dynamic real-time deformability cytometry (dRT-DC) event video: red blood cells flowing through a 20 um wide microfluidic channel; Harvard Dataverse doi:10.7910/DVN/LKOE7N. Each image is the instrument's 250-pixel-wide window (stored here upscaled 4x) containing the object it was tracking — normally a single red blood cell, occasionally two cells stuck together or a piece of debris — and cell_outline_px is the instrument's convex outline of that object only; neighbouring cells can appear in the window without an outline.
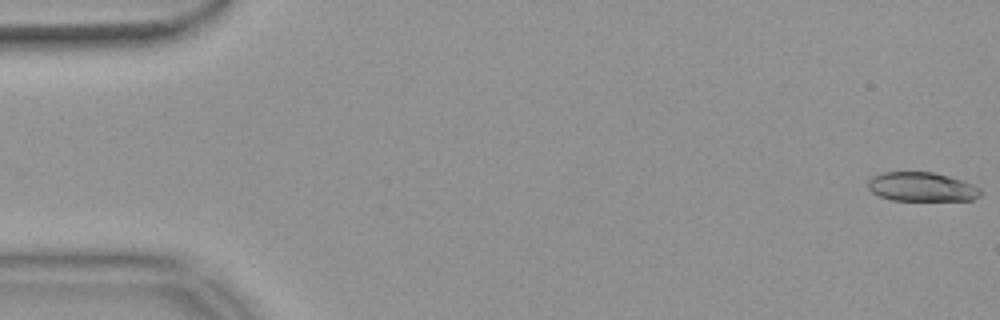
{"species": "common noctule bat (a hibernating species)", "species_latin": "Nyctalus noctula", "temperature_condition": "warm", "stored_images_in_passage": 55, "camera_frame_rate_fps": 3000, "um_per_image_px": 0.085, "animal": {"sex": "female", "body_mass_g": 18.4}, "frame": {"image": 1, "passage_image": 1, "time_ms": 0.0, "image_size_px": [1000, 320], "cell_outline_px": [[984, 192], [980, 196], [972, 200], [892, 200], [880, 196], [872, 192], [868, 188], [868, 180], [872, 176], [880, 172], [932, 172], [964, 180], [980, 188]], "centroid_in_image_um": [78.36, 15.88], "position_along_channel_um": 6.6, "area_um2": 19.25}}
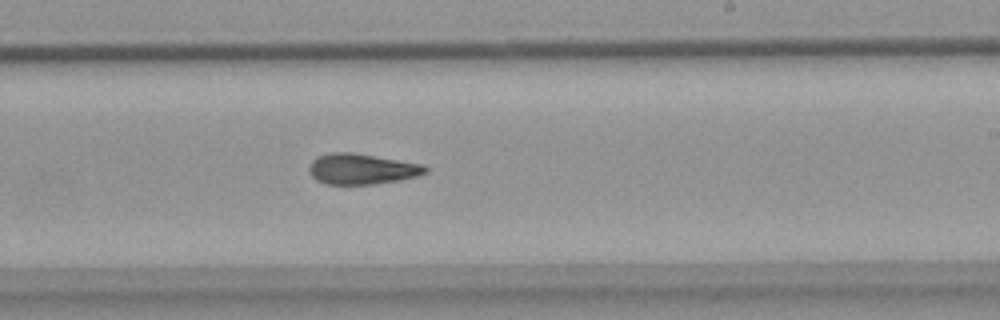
{"frame": {"image": 2, "passage_image": 33, "time_ms": 10.667, "image_size_px": [1000, 320], "cell_outline_px": [[428, 172], [416, 176], [400, 180], [376, 184], [324, 184], [316, 180], [312, 176], [308, 168], [312, 160], [316, 156], [328, 152], [352, 152], [420, 164], [428, 168]], "centroid_in_image_um": [30.7, 14.36], "position_along_channel_um": 258.3, "area_um2": 20.75}}
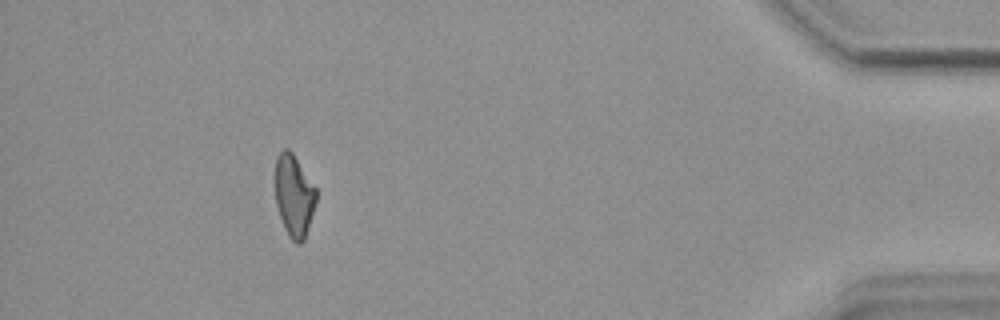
{"frame": {"image": 3, "passage_image": 50, "time_ms": 16.333, "image_size_px": [1000, 320], "cell_outline_px": [[316, 204], [304, 240], [300, 244], [296, 244], [288, 236], [284, 228], [276, 204], [272, 180], [272, 176], [276, 156], [284, 148], [288, 148], [292, 152], [316, 188]], "centroid_in_image_um": [24.94, 16.6], "position_along_channel_um": 410.3, "area_um2": 20.23}, "authors_computed_cell_mechanics": {"area_um2": 20.519, "velocity_mm_per_s": 3.7106, "shape_relaxation_time_tau1_ms": 11.3543, "shape_relaxation_time_tau2_ms": 3.8514, "deformation_change_tau1": 0.2699, "deformation_change_tau2": 0.1251}}